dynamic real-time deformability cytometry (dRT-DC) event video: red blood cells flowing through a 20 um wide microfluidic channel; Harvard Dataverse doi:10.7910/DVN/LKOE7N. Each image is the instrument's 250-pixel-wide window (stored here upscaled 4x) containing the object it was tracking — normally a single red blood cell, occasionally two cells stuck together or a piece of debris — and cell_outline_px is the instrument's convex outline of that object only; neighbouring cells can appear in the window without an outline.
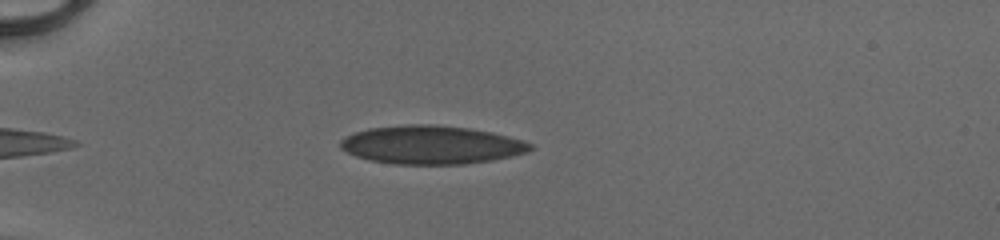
{"species": "human", "species_latin": "Homo sapiens", "temperature_condition": "cold", "stored_images_in_passage": 41, "camera_frame_rate_fps": 3000, "um_per_image_px": 0.085, "donor": {"sex": "male"}, "frame": {"image": 1, "passage_image": 5, "time_ms": 1.333, "image_size_px": [1000, 240], "cell_outline_px": [[536, 148], [528, 152], [512, 156], [492, 160], [464, 164], [392, 164], [368, 160], [356, 156], [340, 148], [340, 140], [344, 136], [368, 128], [408, 124], [428, 124], [468, 128], [492, 132], [524, 140], [532, 144]], "centroid_in_image_um": [36.67, 12.31], "position_along_channel_um": 48.3, "area_um2": 42.71}}
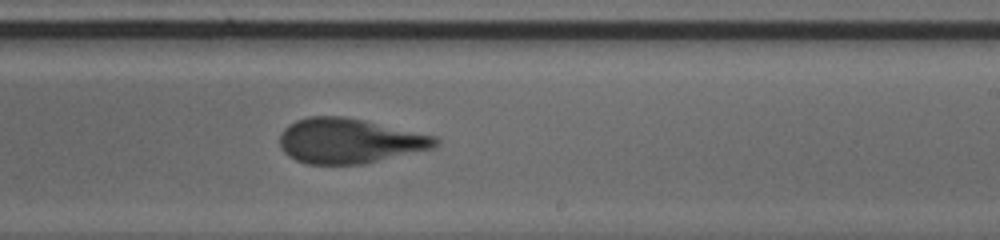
{"frame": {"image": 2, "passage_image": 23, "time_ms": 7.333, "image_size_px": [1000, 240], "cell_outline_px": [[440, 144], [432, 148], [364, 164], [308, 164], [296, 160], [288, 156], [280, 148], [280, 132], [288, 124], [296, 120], [308, 116], [344, 116], [364, 120], [436, 136], [440, 140]], "centroid_in_image_um": [29.67, 11.97], "position_along_channel_um": 259.3, "area_um2": 40.92}}
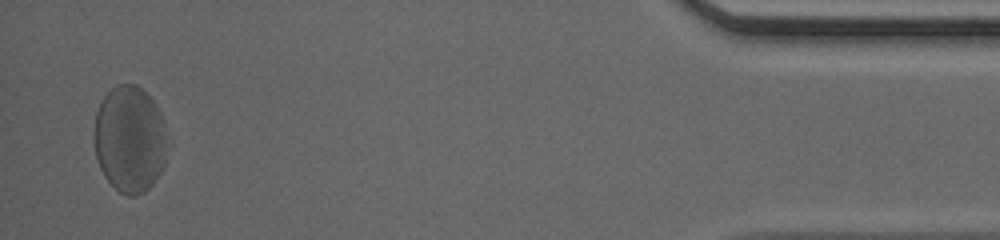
{"frame": {"image": 3, "passage_image": 40, "time_ms": 13.0, "image_size_px": [1000, 240], "cell_outline_px": [[164, 164], [160, 172], [152, 184], [144, 192], [136, 196], [128, 196], [120, 192], [104, 176], [100, 168], [96, 156], [96, 112], [104, 96], [116, 84], [136, 84], [152, 100], [160, 112], [164, 136]], "centroid_in_image_um": [11.0, 11.84], "position_along_channel_um": 424.2, "area_um2": 44.39}, "authors_computed_cell_mechanics": {"area_um2": 41.4426, "velocity_mm_per_s": 4.0744, "shape_relaxation_time_tau1_ms": 3.5985, "shape_relaxation_time_tau2_ms": 0.7332, "deformation_change_tau1": 0.1566, "deformation_change_tau2": 0.0835}}